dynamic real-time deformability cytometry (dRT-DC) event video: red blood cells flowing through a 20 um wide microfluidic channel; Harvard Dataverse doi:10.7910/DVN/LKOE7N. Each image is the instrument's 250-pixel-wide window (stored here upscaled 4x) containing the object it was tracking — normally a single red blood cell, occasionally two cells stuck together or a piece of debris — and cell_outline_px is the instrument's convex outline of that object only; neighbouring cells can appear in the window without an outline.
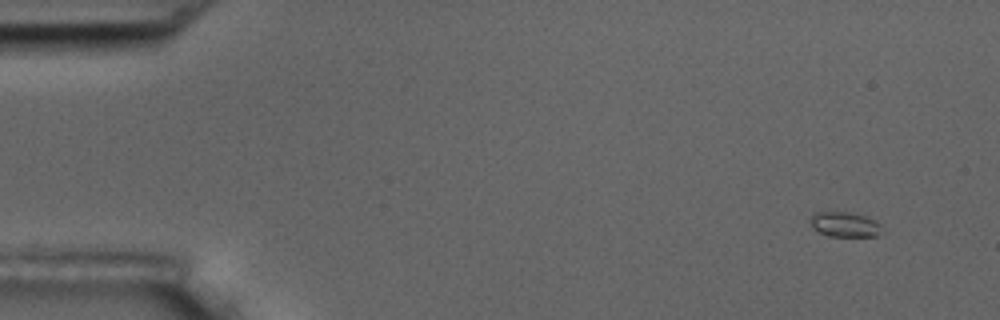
{"species": "common noctule bat (a hibernating species)", "species_latin": "Nyctalus noctula", "temperature_condition": "room temperature", "stored_images_in_passage": 7, "camera_frame_rate_fps": 3000, "um_per_image_px": 0.085, "animal": {"sex": "male", "body_mass_g": 17.5, "forearm_length_mm": 52.3}, "frame": {"image": 1, "passage_image": 1, "time_ms": 0.0, "image_size_px": [1000, 320], "cell_outline_px": [[884, 232], [876, 236], [828, 236], [812, 228], [812, 212], [848, 212], [864, 216], [880, 224]], "centroid_in_image_um": [71.82, 19.09], "position_along_channel_um": 13.2, "area_um2": 10.29}}